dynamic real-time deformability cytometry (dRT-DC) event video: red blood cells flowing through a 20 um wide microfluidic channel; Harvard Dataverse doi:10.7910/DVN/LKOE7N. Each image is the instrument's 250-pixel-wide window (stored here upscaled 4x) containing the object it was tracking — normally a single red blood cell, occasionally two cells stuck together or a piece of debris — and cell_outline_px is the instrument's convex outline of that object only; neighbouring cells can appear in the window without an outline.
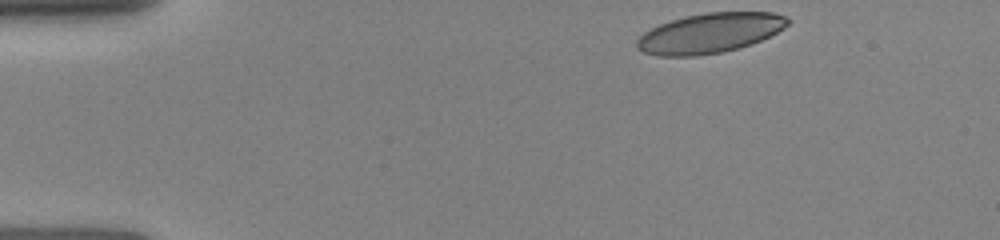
{"species": "human", "species_latin": "Homo sapiens", "temperature_condition": "room temperature", "stored_images_in_passage": 21, "camera_frame_rate_fps": 3000, "um_per_image_px": 0.085, "donor": {"sex": "female"}, "frame": {"image": 1, "passage_image": 1, "time_ms": 0.0, "image_size_px": [1000, 240], "cell_outline_px": [[792, 20], [784, 28], [760, 40], [736, 48], [720, 52], [696, 56], [660, 56], [644, 52], [636, 48], [636, 40], [644, 32], [660, 24], [684, 16], [704, 12], [772, 12], [784, 16]], "centroid_in_image_um": [60.31, 2.8], "position_along_channel_um": 24.7, "area_um2": 34.8}}
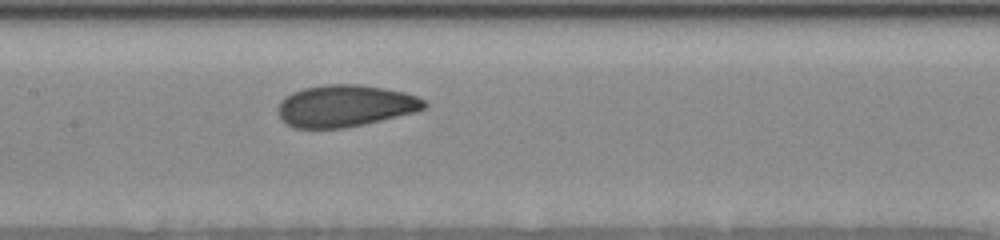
{"frame": {"image": 2, "passage_image": 15, "time_ms": 5.667, "image_size_px": [1000, 240], "cell_outline_px": [[428, 104], [424, 108], [416, 112], [364, 124], [344, 128], [296, 128], [288, 124], [280, 116], [280, 100], [284, 96], [292, 92], [304, 88], [324, 84], [360, 84], [384, 88], [404, 92], [416, 96], [424, 100]], "centroid_in_image_um": [29.36, 8.99], "position_along_channel_um": 178.0, "area_um2": 35.55}}
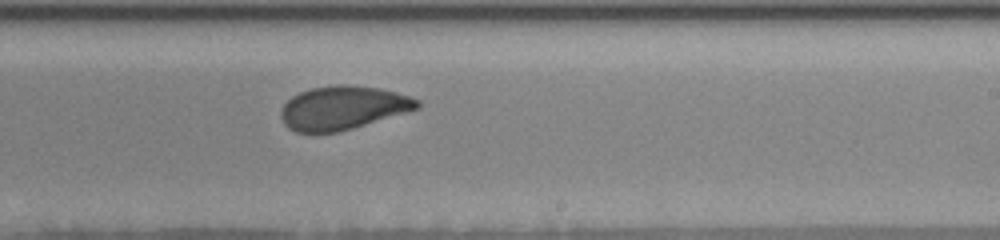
{"frame": {"image": 3, "passage_image": 21, "time_ms": 7.667, "image_size_px": [1000, 240], "cell_outline_px": [[420, 108], [340, 132], [296, 132], [288, 128], [284, 124], [280, 116], [280, 112], [284, 104], [292, 96], [300, 92], [312, 88], [336, 84], [344, 84], [380, 88], [396, 92], [420, 100]], "centroid_in_image_um": [29.14, 9.16], "position_along_channel_um": 259.9, "area_um2": 34.62}}